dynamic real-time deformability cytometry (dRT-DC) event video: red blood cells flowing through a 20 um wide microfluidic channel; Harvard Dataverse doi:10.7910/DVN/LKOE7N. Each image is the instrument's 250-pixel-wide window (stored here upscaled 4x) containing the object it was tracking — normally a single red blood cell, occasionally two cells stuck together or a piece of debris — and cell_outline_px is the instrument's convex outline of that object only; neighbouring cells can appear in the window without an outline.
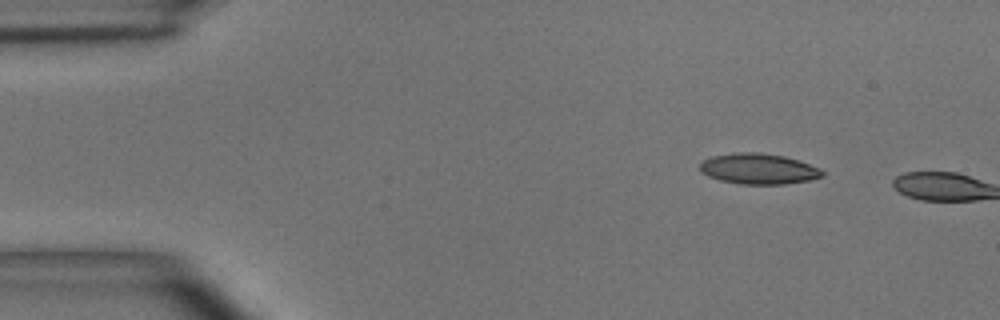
{"species": "common noctule bat (a hibernating species)", "species_latin": "Nyctalus noctula", "temperature_condition": "room temperature", "stored_images_in_passage": 2, "camera_frame_rate_fps": 3000, "um_per_image_px": 0.085, "animal": {"sex": "male", "body_mass_g": 15.6}, "frame": {"image": 1, "passage_image": 1, "time_ms": 0.0, "image_size_px": [1000, 320], "cell_outline_px": [[824, 176], [808, 180], [784, 184], [740, 184], [720, 180], [708, 176], [700, 172], [700, 164], [704, 160], [712, 156], [736, 152], [756, 152], [784, 156], [800, 160], [820, 168], [824, 172]], "centroid_in_image_um": [64.48, 14.35], "position_along_channel_um": 20.5, "area_um2": 21.91}}